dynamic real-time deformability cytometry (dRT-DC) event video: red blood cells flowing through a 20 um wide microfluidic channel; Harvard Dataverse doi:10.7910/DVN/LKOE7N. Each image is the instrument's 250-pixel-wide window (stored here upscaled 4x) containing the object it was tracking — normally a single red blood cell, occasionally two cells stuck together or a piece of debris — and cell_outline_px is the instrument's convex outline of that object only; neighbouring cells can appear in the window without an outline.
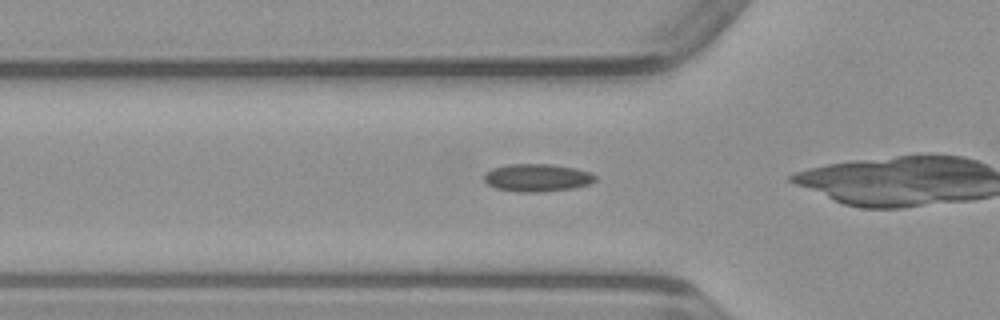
{"species": "common noctule bat (a hibernating species)", "species_latin": "Nyctalus noctula", "temperature_condition": "warm", "stored_images_in_passage": 27, "camera_frame_rate_fps": 3000, "um_per_image_px": 0.085, "animal": {"sex": "male", "body_mass_g": 23.1, "forearm_length_mm": 52.7}, "frame": {"image": 1, "passage_image": 5, "time_ms": 1.333, "image_size_px": [1000, 320], "cell_outline_px": [[596, 180], [588, 184], [572, 188], [536, 192], [516, 192], [496, 188], [488, 184], [484, 180], [484, 172], [492, 168], [508, 164], [552, 164], [576, 168], [588, 172], [596, 176]], "centroid_in_image_um": [45.62, 15.09], "position_along_channel_um": 80.2, "area_um2": 17.92}}
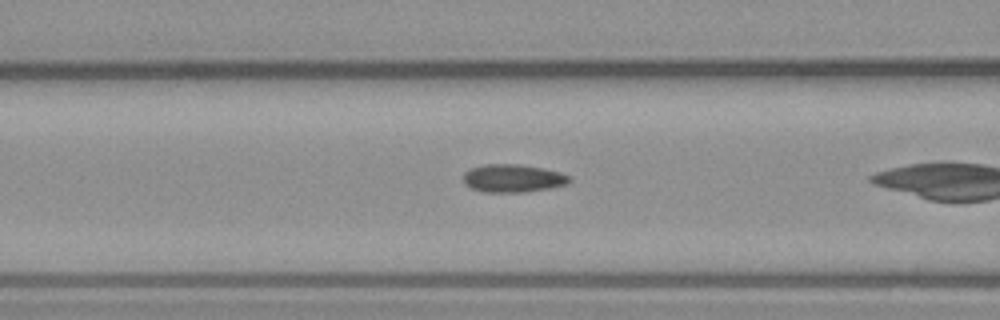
{"frame": {"image": 2, "passage_image": 8, "time_ms": 2.333, "image_size_px": [1000, 320], "cell_outline_px": [[572, 180], [568, 184], [548, 188], [524, 192], [484, 192], [472, 188], [464, 184], [464, 172], [472, 168], [484, 164], [520, 164], [544, 168], [560, 172], [572, 176]], "centroid_in_image_um": [43.63, 15.15], "position_along_channel_um": 123.0, "area_um2": 17.4}}